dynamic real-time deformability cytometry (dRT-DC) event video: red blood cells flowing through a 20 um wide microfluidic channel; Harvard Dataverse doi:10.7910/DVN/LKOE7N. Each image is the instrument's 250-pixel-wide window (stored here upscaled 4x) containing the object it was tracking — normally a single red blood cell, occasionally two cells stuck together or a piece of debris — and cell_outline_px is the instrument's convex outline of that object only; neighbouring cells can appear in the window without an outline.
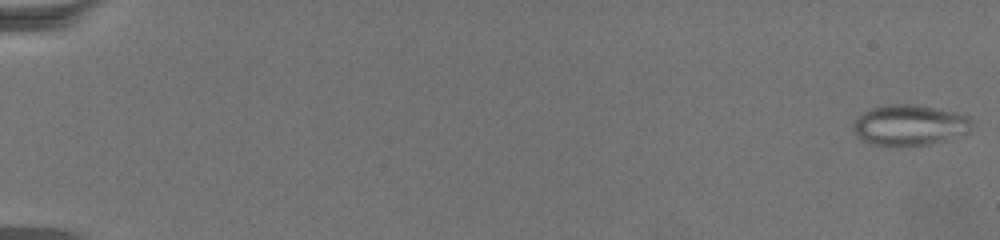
{"species": "common noctule bat (a hibernating species)", "species_latin": "Nyctalus noctula", "temperature_condition": "warm", "stored_images_in_passage": 70, "camera_frame_rate_fps": 3000, "um_per_image_px": 0.085, "animal": {"sex": "female", "body_mass_g": 19.5, "forearm_length_mm": 54.1}, "frame": {"image": 1, "passage_image": 1, "time_ms": 0.0, "image_size_px": [1000, 240], "cell_outline_px": [[972, 128], [948, 140], [928, 144], [896, 148], [872, 144], [860, 140], [852, 132], [852, 124], [864, 112], [872, 108], [892, 104], [916, 104], [956, 112], [968, 116], [972, 120]], "centroid_in_image_um": [77.27, 10.66], "position_along_channel_um": 7.7, "area_um2": 28.55}}
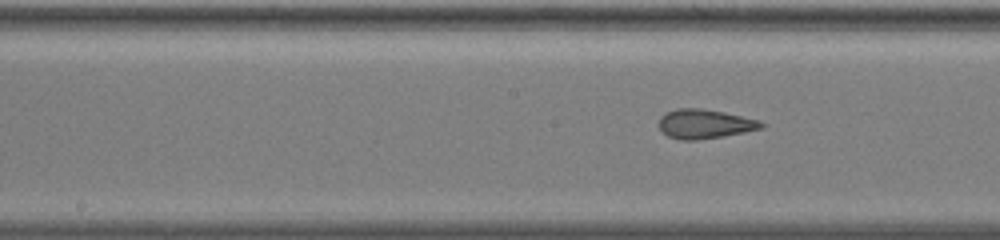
{"frame": {"image": 2, "passage_image": 38, "time_ms": 12.333, "image_size_px": [1000, 240], "cell_outline_px": [[764, 128], [724, 136], [696, 140], [680, 140], [668, 136], [660, 132], [660, 116], [664, 112], [676, 108], [700, 108], [724, 112], [760, 120], [764, 124]], "centroid_in_image_um": [59.88, 10.53], "position_along_channel_um": 188.3, "area_um2": 17.63}}
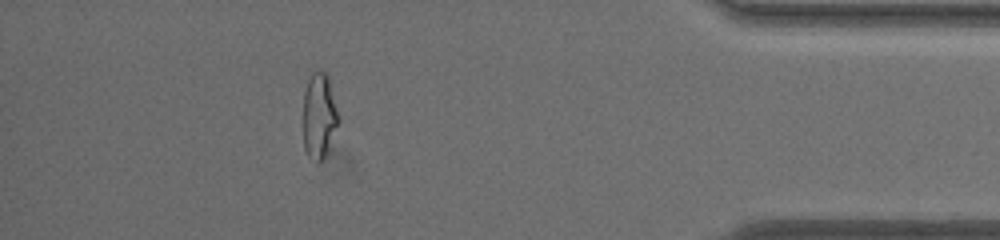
{"frame": {"image": 3, "passage_image": 63, "time_ms": 20.667, "image_size_px": [1000, 240], "cell_outline_px": [[340, 120], [328, 152], [324, 160], [320, 164], [316, 164], [308, 156], [304, 148], [304, 92], [308, 80], [312, 72], [324, 72], [328, 76]], "centroid_in_image_um": [27.14, 9.94], "position_along_channel_um": 408.1, "area_um2": 17.8}, "authors_computed_cell_mechanics": {"area_um2": 18.9873, "velocity_mm_per_s": 3.1032, "shape_relaxation_time_tau1_ms": null, "shape_relaxation_time_tau2_ms": 1.1234, "deformation_change_tau1": null, "deformation_change_tau2": 0.0964}}